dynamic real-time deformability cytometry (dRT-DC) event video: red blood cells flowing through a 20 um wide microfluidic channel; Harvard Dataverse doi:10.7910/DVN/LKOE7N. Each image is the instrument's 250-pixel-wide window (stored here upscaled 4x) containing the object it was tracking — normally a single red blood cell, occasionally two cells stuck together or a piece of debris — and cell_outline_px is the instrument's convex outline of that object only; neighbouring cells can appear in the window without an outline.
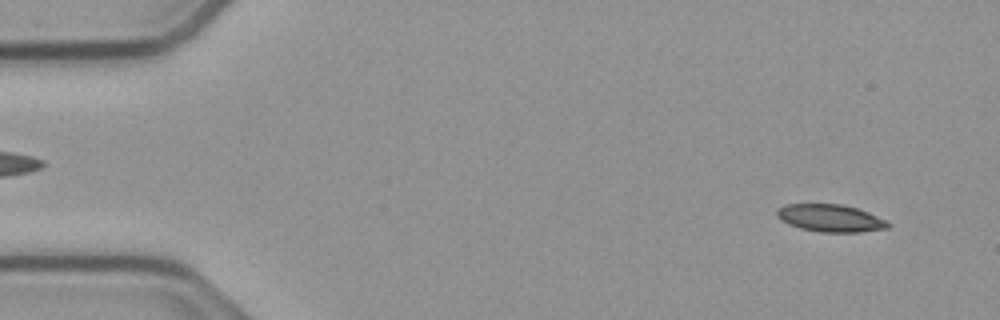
{"species": "common noctule bat (a hibernating species)", "species_latin": "Nyctalus noctula", "temperature_condition": "cold", "stored_images_in_passage": 53, "camera_frame_rate_fps": 3000, "um_per_image_px": 0.085, "animal": {"sex": "male", "body_mass_g": 23.1, "forearm_length_mm": 52.7}, "frame": {"image": 1, "passage_image": 3, "time_ms": 0.667, "image_size_px": [1000, 320], "cell_outline_px": [[892, 224], [888, 228], [860, 232], [820, 232], [800, 228], [788, 224], [780, 220], [776, 216], [776, 212], [784, 204], [840, 204], [856, 208], [868, 212]], "centroid_in_image_um": [70.56, 18.54], "position_along_channel_um": 14.4, "area_um2": 17.69}}
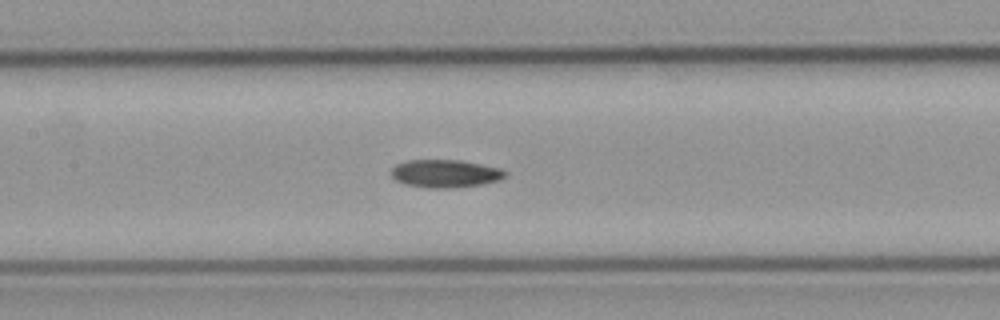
{"frame": {"image": 2, "passage_image": 24, "time_ms": 7.667, "image_size_px": [1000, 320], "cell_outline_px": [[508, 172], [500, 180], [484, 184], [456, 188], [424, 188], [404, 184], [396, 180], [392, 176], [392, 168], [396, 164], [408, 160], [460, 160], [500, 168]], "centroid_in_image_um": [37.85, 14.76], "position_along_channel_um": 169.5, "area_um2": 18.67}}
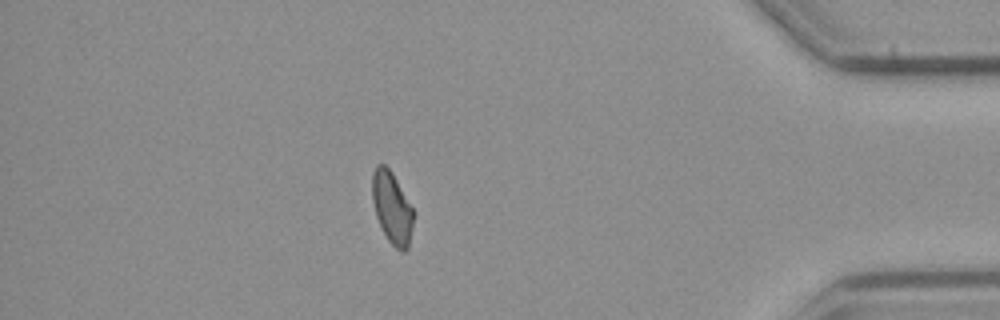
{"frame": {"image": 3, "passage_image": 46, "time_ms": 15.0, "image_size_px": [1000, 320], "cell_outline_px": [[416, 212], [408, 248], [404, 252], [400, 252], [388, 240], [376, 216], [372, 200], [372, 172], [376, 164], [384, 164], [392, 172]], "centroid_in_image_um": [33.34, 17.65], "position_along_channel_um": 401.9, "area_um2": 17.57}, "authors_computed_cell_mechanics": {"area_um2": 17.8602, "velocity_mm_per_s": 3.7931, "shape_relaxation_time_tau1_ms": null, "shape_relaxation_time_tau2_ms": 4.1596, "deformation_change_tau1": null, "deformation_change_tau2": 0.0941}}